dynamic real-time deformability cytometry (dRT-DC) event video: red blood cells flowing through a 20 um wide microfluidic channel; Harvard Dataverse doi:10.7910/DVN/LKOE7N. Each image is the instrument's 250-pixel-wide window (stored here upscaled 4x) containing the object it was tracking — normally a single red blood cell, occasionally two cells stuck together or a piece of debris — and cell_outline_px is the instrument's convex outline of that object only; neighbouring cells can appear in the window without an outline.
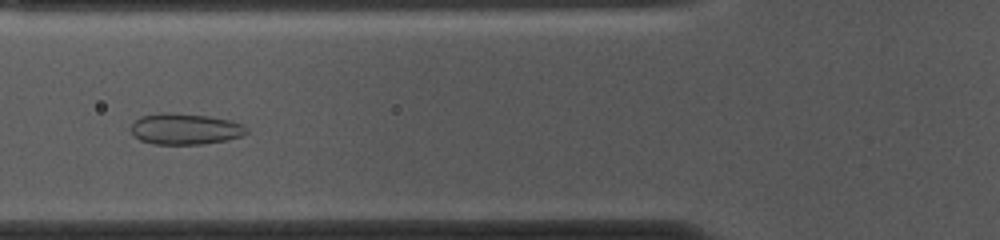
{"species": "common noctule bat (a hibernating species)", "species_latin": "Nyctalus noctula", "temperature_condition": "cold", "stored_images_in_passage": 31, "camera_frame_rate_fps": 3000, "um_per_image_px": 0.085, "animal": {"sex": "female", "body_mass_g": 10.0, "forearm_length_mm": 53.1}, "frame": {"image": 1, "passage_image": 9, "time_ms": 2.667, "image_size_px": [1000, 240], "cell_outline_px": [[248, 132], [240, 136], [228, 140], [204, 144], [156, 144], [140, 140], [132, 132], [132, 124], [140, 116], [160, 112], [164, 112], [208, 116], [228, 120], [244, 124], [248, 128]], "centroid_in_image_um": [15.76, 10.96], "position_along_channel_um": 110.0, "area_um2": 20.87}}
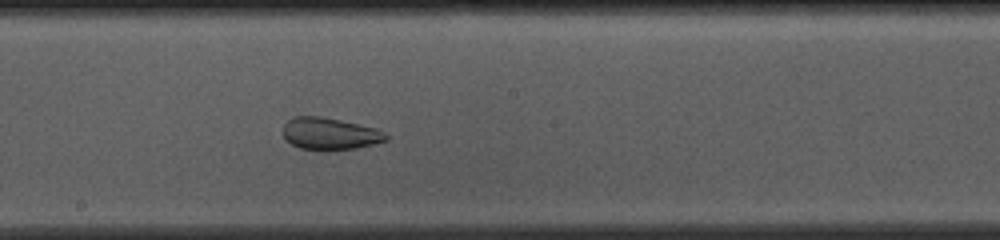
{"frame": {"image": 2, "passage_image": 18, "time_ms": 5.667, "image_size_px": [1000, 240], "cell_outline_px": [[388, 140], [356, 148], [300, 148], [284, 140], [284, 124], [288, 120], [296, 116], [320, 116], [340, 120], [376, 128], [384, 132], [388, 136]], "centroid_in_image_um": [28.03, 11.33], "position_along_channel_um": 220.2, "area_um2": 18.67}}
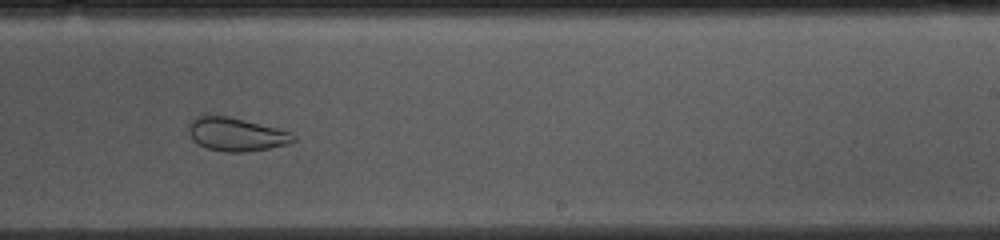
{"frame": {"image": 3, "passage_image": 22, "time_ms": 7.0, "image_size_px": [1000, 240], "cell_outline_px": [[296, 140], [288, 144], [268, 148], [244, 152], [224, 152], [208, 148], [192, 140], [188, 132], [188, 124], [196, 116], [204, 112], [228, 116], [276, 128], [288, 132], [296, 136]], "centroid_in_image_um": [20.0, 11.39], "position_along_channel_um": 269.0, "area_um2": 20.58}, "authors_computed_cell_mechanics": {"area_um2": 21.3282, "velocity_mm_per_s": 3.6645, "shape_relaxation_time_tau1_ms": null, "shape_relaxation_time_tau2_ms": 2.3223, "deformation_change_tau1": null, "deformation_change_tau2": 0.0741}}